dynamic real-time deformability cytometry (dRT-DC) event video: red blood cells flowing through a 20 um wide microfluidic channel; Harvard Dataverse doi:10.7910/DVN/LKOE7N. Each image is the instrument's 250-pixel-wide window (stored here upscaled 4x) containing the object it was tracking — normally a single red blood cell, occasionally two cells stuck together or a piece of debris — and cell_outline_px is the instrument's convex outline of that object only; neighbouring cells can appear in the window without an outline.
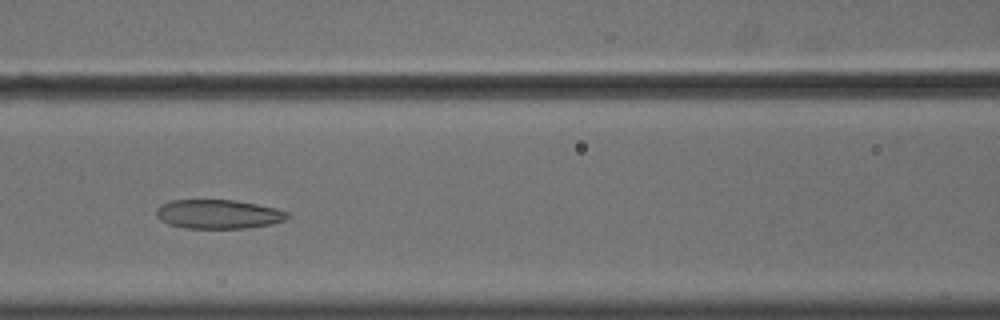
{"species": "common noctule bat (a hibernating species)", "species_latin": "Nyctalus noctula", "temperature_condition": "cold", "stored_images_in_passage": 39, "camera_frame_rate_fps": 3000, "um_per_image_px": 0.085, "animal": {"sex": "male", "body_mass_g": 18.8}, "frame": {"image": 1, "passage_image": 20, "time_ms": 6.333, "image_size_px": [1000, 320], "cell_outline_px": [[288, 216], [284, 220], [272, 224], [248, 228], [184, 228], [168, 224], [160, 220], [156, 216], [156, 208], [172, 200], [236, 200], [276, 208], [288, 212]], "centroid_in_image_um": [18.55, 18.21], "position_along_channel_um": 148.1, "area_um2": 22.2}}
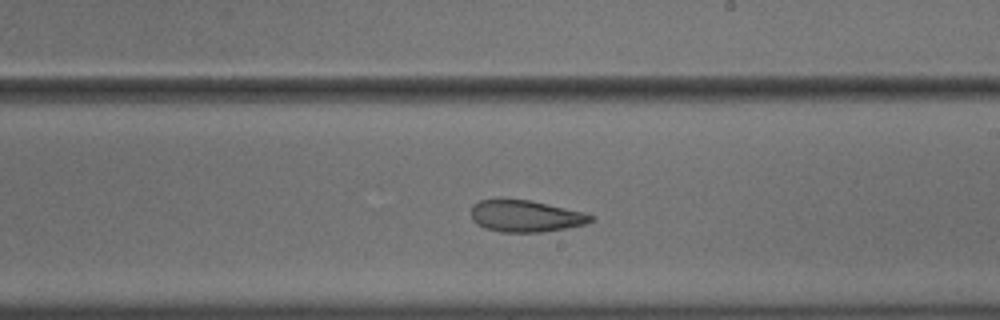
{"frame": {"image": 2, "passage_image": 28, "time_ms": 9.0, "image_size_px": [1000, 320], "cell_outline_px": [[592, 220], [588, 224], [540, 232], [500, 232], [488, 228], [472, 220], [472, 204], [480, 200], [528, 200], [584, 212], [592, 216]], "centroid_in_image_um": [44.69, 18.37], "position_along_channel_um": 244.3, "area_um2": 21.62}}
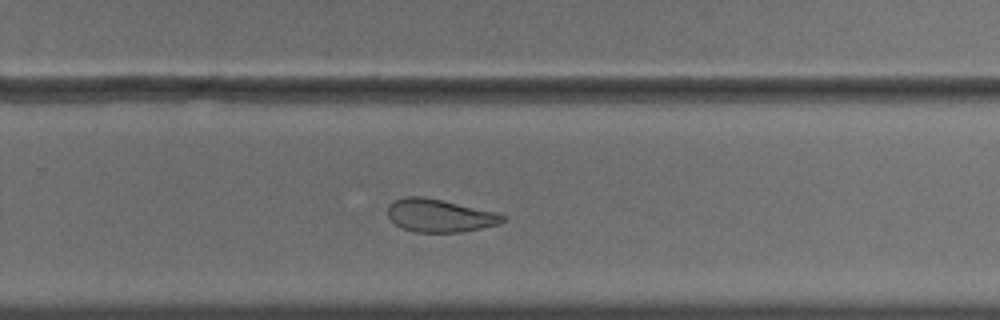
{"frame": {"image": 3, "passage_image": 32, "time_ms": 10.333, "image_size_px": [1000, 320], "cell_outline_px": [[508, 220], [500, 224], [480, 228], [456, 232], [416, 232], [404, 228], [396, 224], [388, 216], [388, 204], [404, 196], [424, 196], [496, 212], [508, 216]], "centroid_in_image_um": [37.41, 18.31], "position_along_channel_um": 292.4, "area_um2": 22.02}, "authors_computed_cell_mechanics": {"area_um2": 23.4668, "velocity_mm_per_s": 3.6219, "shape_relaxation_time_tau1_ms": null, "shape_relaxation_time_tau2_ms": 2.5971, "deformation_change_tau1": null, "deformation_change_tau2": 0.0916}}